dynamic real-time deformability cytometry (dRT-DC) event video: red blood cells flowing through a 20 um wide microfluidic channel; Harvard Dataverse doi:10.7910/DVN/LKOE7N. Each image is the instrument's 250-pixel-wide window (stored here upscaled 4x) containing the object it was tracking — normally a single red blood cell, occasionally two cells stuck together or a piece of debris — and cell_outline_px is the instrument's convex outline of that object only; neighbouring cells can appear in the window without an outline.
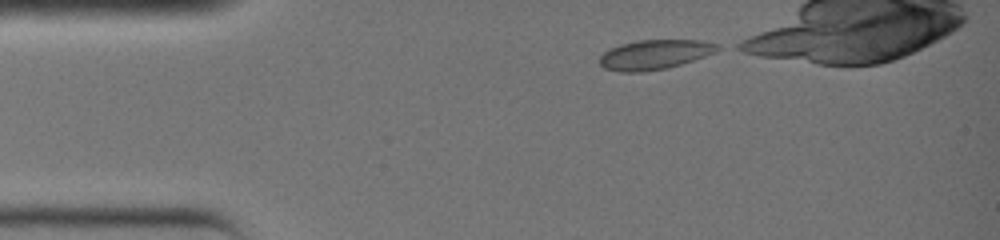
{"species": "common noctule bat (a hibernating species)", "species_latin": "Nyctalus noctula", "temperature_condition": "warm", "stored_images_in_passage": 25, "camera_frame_rate_fps": 3000, "um_per_image_px": 0.085, "animal": {"sex": "female", "body_mass_g": 19.0, "forearm_length_mm": 51.5}, "frame": {"image": 1, "passage_image": 1, "time_ms": 0.0, "image_size_px": [1000, 240], "cell_outline_px": [[720, 48], [704, 56], [680, 64], [664, 68], [644, 72], [620, 72], [604, 68], [600, 64], [600, 56], [604, 52], [620, 44], [640, 40], [704, 40], [720, 44]], "centroid_in_image_um": [55.63, 4.63], "position_along_channel_um": 29.4, "area_um2": 20.11}}
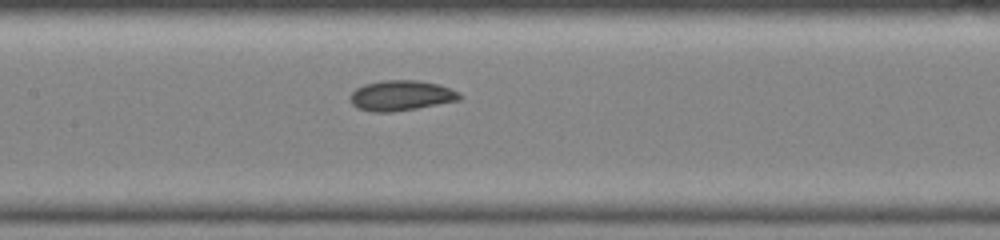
{"frame": {"image": 2, "passage_image": 12, "time_ms": 3.667, "image_size_px": [1000, 240], "cell_outline_px": [[464, 96], [460, 100], [416, 108], [388, 112], [376, 112], [360, 108], [352, 104], [348, 96], [356, 88], [364, 84], [384, 80], [420, 80], [436, 84], [460, 92]], "centroid_in_image_um": [34.1, 8.11], "position_along_channel_um": 173.3, "area_um2": 19.19}}
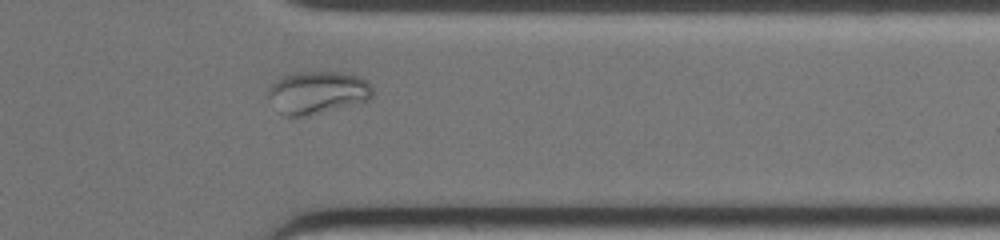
{"frame": {"image": 3, "passage_image": 24, "time_ms": 7.667, "image_size_px": [1000, 240], "cell_outline_px": [[372, 96], [368, 100], [308, 116], [284, 116], [280, 112], [268, 96], [268, 88], [276, 80], [292, 72], [344, 72], [360, 76], [368, 80], [372, 88]], "centroid_in_image_um": [27.0, 7.84], "position_along_channel_um": 384.4, "area_um2": 25.89}}